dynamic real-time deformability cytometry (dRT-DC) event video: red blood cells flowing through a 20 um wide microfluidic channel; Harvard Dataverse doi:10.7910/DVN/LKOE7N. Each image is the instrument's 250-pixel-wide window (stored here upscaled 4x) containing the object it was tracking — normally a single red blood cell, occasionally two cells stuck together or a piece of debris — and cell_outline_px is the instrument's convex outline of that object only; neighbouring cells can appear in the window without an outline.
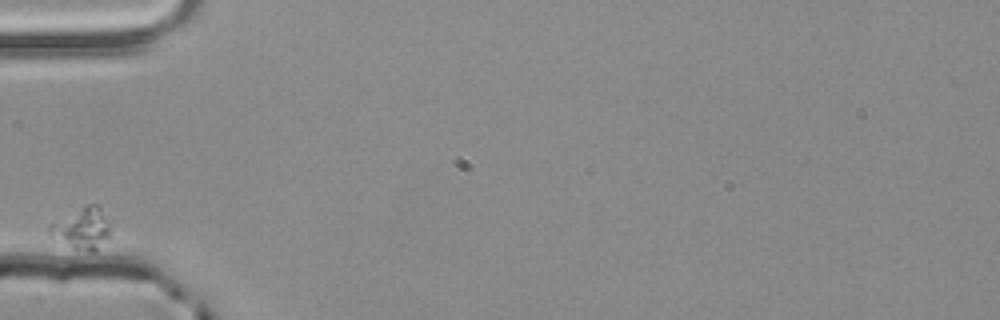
{"species": "common noctule bat (a hibernating species)", "species_latin": "Nyctalus noctula", "temperature_condition": "room temperature", "stored_images_in_passage": 1, "camera_frame_rate_fps": 3000, "um_per_image_px": 0.085, "animal": {"sex": "male", "body_mass_g": 20.4}, "frame": {"image": 1, "passage_image": 1, "time_ms": 0.0, "image_size_px": [1000, 320], "cell_outline_px": [[112, 236], [92, 252], [88, 252], [76, 248], [48, 236], [48, 224], [84, 204], [96, 204], [100, 208]], "centroid_in_image_um": [6.92, 19.4], "position_along_channel_um": 78.1, "area_um2": 14.62}}